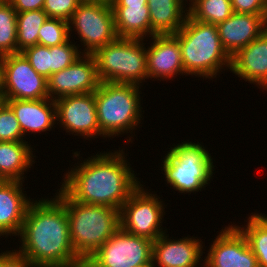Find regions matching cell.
I'll use <instances>...</instances> for the list:
<instances>
[{
    "instance_id": "obj_29",
    "label": "cell",
    "mask_w": 267,
    "mask_h": 267,
    "mask_svg": "<svg viewBox=\"0 0 267 267\" xmlns=\"http://www.w3.org/2000/svg\"><path fill=\"white\" fill-rule=\"evenodd\" d=\"M13 110L4 102L0 106V141L27 142Z\"/></svg>"
},
{
    "instance_id": "obj_2",
    "label": "cell",
    "mask_w": 267,
    "mask_h": 267,
    "mask_svg": "<svg viewBox=\"0 0 267 267\" xmlns=\"http://www.w3.org/2000/svg\"><path fill=\"white\" fill-rule=\"evenodd\" d=\"M125 155L119 147L78 161L64 174L60 188L74 201L120 210L141 184Z\"/></svg>"
},
{
    "instance_id": "obj_16",
    "label": "cell",
    "mask_w": 267,
    "mask_h": 267,
    "mask_svg": "<svg viewBox=\"0 0 267 267\" xmlns=\"http://www.w3.org/2000/svg\"><path fill=\"white\" fill-rule=\"evenodd\" d=\"M151 40L146 48L148 79L168 81L185 75L178 40L173 35H153Z\"/></svg>"
},
{
    "instance_id": "obj_22",
    "label": "cell",
    "mask_w": 267,
    "mask_h": 267,
    "mask_svg": "<svg viewBox=\"0 0 267 267\" xmlns=\"http://www.w3.org/2000/svg\"><path fill=\"white\" fill-rule=\"evenodd\" d=\"M32 149L28 142L0 141V179L24 182V174L36 162Z\"/></svg>"
},
{
    "instance_id": "obj_18",
    "label": "cell",
    "mask_w": 267,
    "mask_h": 267,
    "mask_svg": "<svg viewBox=\"0 0 267 267\" xmlns=\"http://www.w3.org/2000/svg\"><path fill=\"white\" fill-rule=\"evenodd\" d=\"M231 71L267 91V29L231 57Z\"/></svg>"
},
{
    "instance_id": "obj_21",
    "label": "cell",
    "mask_w": 267,
    "mask_h": 267,
    "mask_svg": "<svg viewBox=\"0 0 267 267\" xmlns=\"http://www.w3.org/2000/svg\"><path fill=\"white\" fill-rule=\"evenodd\" d=\"M147 6L152 36L174 35L183 26L188 15V8L180 0H148Z\"/></svg>"
},
{
    "instance_id": "obj_17",
    "label": "cell",
    "mask_w": 267,
    "mask_h": 267,
    "mask_svg": "<svg viewBox=\"0 0 267 267\" xmlns=\"http://www.w3.org/2000/svg\"><path fill=\"white\" fill-rule=\"evenodd\" d=\"M216 26L224 49L232 57L267 29V15L233 12Z\"/></svg>"
},
{
    "instance_id": "obj_27",
    "label": "cell",
    "mask_w": 267,
    "mask_h": 267,
    "mask_svg": "<svg viewBox=\"0 0 267 267\" xmlns=\"http://www.w3.org/2000/svg\"><path fill=\"white\" fill-rule=\"evenodd\" d=\"M20 53L17 49V12L6 0L0 4V57Z\"/></svg>"
},
{
    "instance_id": "obj_15",
    "label": "cell",
    "mask_w": 267,
    "mask_h": 267,
    "mask_svg": "<svg viewBox=\"0 0 267 267\" xmlns=\"http://www.w3.org/2000/svg\"><path fill=\"white\" fill-rule=\"evenodd\" d=\"M168 235L162 234L153 241L152 262L155 265L158 264V267H197L200 264L204 266L201 263L204 261L201 256L205 254L201 239L187 236L172 240Z\"/></svg>"
},
{
    "instance_id": "obj_24",
    "label": "cell",
    "mask_w": 267,
    "mask_h": 267,
    "mask_svg": "<svg viewBox=\"0 0 267 267\" xmlns=\"http://www.w3.org/2000/svg\"><path fill=\"white\" fill-rule=\"evenodd\" d=\"M246 225L235 226L245 236L249 247L255 254L259 267H267V215L251 213Z\"/></svg>"
},
{
    "instance_id": "obj_3",
    "label": "cell",
    "mask_w": 267,
    "mask_h": 267,
    "mask_svg": "<svg viewBox=\"0 0 267 267\" xmlns=\"http://www.w3.org/2000/svg\"><path fill=\"white\" fill-rule=\"evenodd\" d=\"M55 194L66 206L70 239L76 255L85 263L121 228L120 210L74 201L61 188Z\"/></svg>"
},
{
    "instance_id": "obj_25",
    "label": "cell",
    "mask_w": 267,
    "mask_h": 267,
    "mask_svg": "<svg viewBox=\"0 0 267 267\" xmlns=\"http://www.w3.org/2000/svg\"><path fill=\"white\" fill-rule=\"evenodd\" d=\"M48 18L43 10L17 13V49H24L38 44V31Z\"/></svg>"
},
{
    "instance_id": "obj_5",
    "label": "cell",
    "mask_w": 267,
    "mask_h": 267,
    "mask_svg": "<svg viewBox=\"0 0 267 267\" xmlns=\"http://www.w3.org/2000/svg\"><path fill=\"white\" fill-rule=\"evenodd\" d=\"M139 87L130 83L100 82L95 91V103L103 138L137 130L143 117Z\"/></svg>"
},
{
    "instance_id": "obj_38",
    "label": "cell",
    "mask_w": 267,
    "mask_h": 267,
    "mask_svg": "<svg viewBox=\"0 0 267 267\" xmlns=\"http://www.w3.org/2000/svg\"><path fill=\"white\" fill-rule=\"evenodd\" d=\"M181 2H182V4L183 5H185V7L187 6L185 3L187 2L188 3V0H180ZM198 0H189V7H188V9L191 7V6H193L196 2H197Z\"/></svg>"
},
{
    "instance_id": "obj_32",
    "label": "cell",
    "mask_w": 267,
    "mask_h": 267,
    "mask_svg": "<svg viewBox=\"0 0 267 267\" xmlns=\"http://www.w3.org/2000/svg\"><path fill=\"white\" fill-rule=\"evenodd\" d=\"M80 3L79 0H45L43 11L48 18H59L69 22Z\"/></svg>"
},
{
    "instance_id": "obj_1",
    "label": "cell",
    "mask_w": 267,
    "mask_h": 267,
    "mask_svg": "<svg viewBox=\"0 0 267 267\" xmlns=\"http://www.w3.org/2000/svg\"><path fill=\"white\" fill-rule=\"evenodd\" d=\"M49 199L30 203L16 251L35 267H84L70 239L66 206L56 195Z\"/></svg>"
},
{
    "instance_id": "obj_34",
    "label": "cell",
    "mask_w": 267,
    "mask_h": 267,
    "mask_svg": "<svg viewBox=\"0 0 267 267\" xmlns=\"http://www.w3.org/2000/svg\"><path fill=\"white\" fill-rule=\"evenodd\" d=\"M1 267H35L25 256L16 250L1 252Z\"/></svg>"
},
{
    "instance_id": "obj_8",
    "label": "cell",
    "mask_w": 267,
    "mask_h": 267,
    "mask_svg": "<svg viewBox=\"0 0 267 267\" xmlns=\"http://www.w3.org/2000/svg\"><path fill=\"white\" fill-rule=\"evenodd\" d=\"M142 186L144 185L140 184L122 205L120 225L127 233L155 241L159 236L167 233L161 227L165 215L164 201Z\"/></svg>"
},
{
    "instance_id": "obj_11",
    "label": "cell",
    "mask_w": 267,
    "mask_h": 267,
    "mask_svg": "<svg viewBox=\"0 0 267 267\" xmlns=\"http://www.w3.org/2000/svg\"><path fill=\"white\" fill-rule=\"evenodd\" d=\"M4 99L38 100L49 98L47 79L38 74L20 52L2 57Z\"/></svg>"
},
{
    "instance_id": "obj_36",
    "label": "cell",
    "mask_w": 267,
    "mask_h": 267,
    "mask_svg": "<svg viewBox=\"0 0 267 267\" xmlns=\"http://www.w3.org/2000/svg\"><path fill=\"white\" fill-rule=\"evenodd\" d=\"M148 0H113L111 6L147 5Z\"/></svg>"
},
{
    "instance_id": "obj_9",
    "label": "cell",
    "mask_w": 267,
    "mask_h": 267,
    "mask_svg": "<svg viewBox=\"0 0 267 267\" xmlns=\"http://www.w3.org/2000/svg\"><path fill=\"white\" fill-rule=\"evenodd\" d=\"M69 28L70 32H77L83 43L82 54H94L118 38L111 4L80 3L69 21Z\"/></svg>"
},
{
    "instance_id": "obj_10",
    "label": "cell",
    "mask_w": 267,
    "mask_h": 267,
    "mask_svg": "<svg viewBox=\"0 0 267 267\" xmlns=\"http://www.w3.org/2000/svg\"><path fill=\"white\" fill-rule=\"evenodd\" d=\"M153 241L120 228L88 258L84 267H137L152 261Z\"/></svg>"
},
{
    "instance_id": "obj_37",
    "label": "cell",
    "mask_w": 267,
    "mask_h": 267,
    "mask_svg": "<svg viewBox=\"0 0 267 267\" xmlns=\"http://www.w3.org/2000/svg\"><path fill=\"white\" fill-rule=\"evenodd\" d=\"M81 3H103L111 4L113 0H79Z\"/></svg>"
},
{
    "instance_id": "obj_23",
    "label": "cell",
    "mask_w": 267,
    "mask_h": 267,
    "mask_svg": "<svg viewBox=\"0 0 267 267\" xmlns=\"http://www.w3.org/2000/svg\"><path fill=\"white\" fill-rule=\"evenodd\" d=\"M112 10L119 38L145 39L152 37L147 5L112 6Z\"/></svg>"
},
{
    "instance_id": "obj_40",
    "label": "cell",
    "mask_w": 267,
    "mask_h": 267,
    "mask_svg": "<svg viewBox=\"0 0 267 267\" xmlns=\"http://www.w3.org/2000/svg\"><path fill=\"white\" fill-rule=\"evenodd\" d=\"M156 265L151 261L150 263H146L137 267H155Z\"/></svg>"
},
{
    "instance_id": "obj_4",
    "label": "cell",
    "mask_w": 267,
    "mask_h": 267,
    "mask_svg": "<svg viewBox=\"0 0 267 267\" xmlns=\"http://www.w3.org/2000/svg\"><path fill=\"white\" fill-rule=\"evenodd\" d=\"M173 36L181 47L187 76H202L207 80L216 78L224 67L230 69L231 56L221 43L216 25L194 20L187 15L183 26Z\"/></svg>"
},
{
    "instance_id": "obj_39",
    "label": "cell",
    "mask_w": 267,
    "mask_h": 267,
    "mask_svg": "<svg viewBox=\"0 0 267 267\" xmlns=\"http://www.w3.org/2000/svg\"><path fill=\"white\" fill-rule=\"evenodd\" d=\"M0 94H2V57H0Z\"/></svg>"
},
{
    "instance_id": "obj_31",
    "label": "cell",
    "mask_w": 267,
    "mask_h": 267,
    "mask_svg": "<svg viewBox=\"0 0 267 267\" xmlns=\"http://www.w3.org/2000/svg\"><path fill=\"white\" fill-rule=\"evenodd\" d=\"M33 69L46 79L51 76V47L36 44L21 52Z\"/></svg>"
},
{
    "instance_id": "obj_28",
    "label": "cell",
    "mask_w": 267,
    "mask_h": 267,
    "mask_svg": "<svg viewBox=\"0 0 267 267\" xmlns=\"http://www.w3.org/2000/svg\"><path fill=\"white\" fill-rule=\"evenodd\" d=\"M69 22L59 18H47L38 31V44L51 47L67 42L72 32Z\"/></svg>"
},
{
    "instance_id": "obj_7",
    "label": "cell",
    "mask_w": 267,
    "mask_h": 267,
    "mask_svg": "<svg viewBox=\"0 0 267 267\" xmlns=\"http://www.w3.org/2000/svg\"><path fill=\"white\" fill-rule=\"evenodd\" d=\"M144 39L117 38L93 55L100 82L140 83L148 79Z\"/></svg>"
},
{
    "instance_id": "obj_19",
    "label": "cell",
    "mask_w": 267,
    "mask_h": 267,
    "mask_svg": "<svg viewBox=\"0 0 267 267\" xmlns=\"http://www.w3.org/2000/svg\"><path fill=\"white\" fill-rule=\"evenodd\" d=\"M23 182L15 180L0 181V237L18 236L32 202L28 198ZM12 234V235H11Z\"/></svg>"
},
{
    "instance_id": "obj_41",
    "label": "cell",
    "mask_w": 267,
    "mask_h": 267,
    "mask_svg": "<svg viewBox=\"0 0 267 267\" xmlns=\"http://www.w3.org/2000/svg\"><path fill=\"white\" fill-rule=\"evenodd\" d=\"M5 102L4 97L0 94V106Z\"/></svg>"
},
{
    "instance_id": "obj_30",
    "label": "cell",
    "mask_w": 267,
    "mask_h": 267,
    "mask_svg": "<svg viewBox=\"0 0 267 267\" xmlns=\"http://www.w3.org/2000/svg\"><path fill=\"white\" fill-rule=\"evenodd\" d=\"M70 39L57 46H51V75L70 66L80 55L82 47L69 42Z\"/></svg>"
},
{
    "instance_id": "obj_26",
    "label": "cell",
    "mask_w": 267,
    "mask_h": 267,
    "mask_svg": "<svg viewBox=\"0 0 267 267\" xmlns=\"http://www.w3.org/2000/svg\"><path fill=\"white\" fill-rule=\"evenodd\" d=\"M233 13L231 0H198L188 9V15L201 22L217 25Z\"/></svg>"
},
{
    "instance_id": "obj_6",
    "label": "cell",
    "mask_w": 267,
    "mask_h": 267,
    "mask_svg": "<svg viewBox=\"0 0 267 267\" xmlns=\"http://www.w3.org/2000/svg\"><path fill=\"white\" fill-rule=\"evenodd\" d=\"M173 146L161 162L167 184L184 194L204 189L215 170L209 151L189 140Z\"/></svg>"
},
{
    "instance_id": "obj_13",
    "label": "cell",
    "mask_w": 267,
    "mask_h": 267,
    "mask_svg": "<svg viewBox=\"0 0 267 267\" xmlns=\"http://www.w3.org/2000/svg\"><path fill=\"white\" fill-rule=\"evenodd\" d=\"M48 95L61 97L95 92L100 84L93 54H82L70 66L53 73L48 79Z\"/></svg>"
},
{
    "instance_id": "obj_14",
    "label": "cell",
    "mask_w": 267,
    "mask_h": 267,
    "mask_svg": "<svg viewBox=\"0 0 267 267\" xmlns=\"http://www.w3.org/2000/svg\"><path fill=\"white\" fill-rule=\"evenodd\" d=\"M212 242L203 267H259L245 236L235 225L222 228Z\"/></svg>"
},
{
    "instance_id": "obj_20",
    "label": "cell",
    "mask_w": 267,
    "mask_h": 267,
    "mask_svg": "<svg viewBox=\"0 0 267 267\" xmlns=\"http://www.w3.org/2000/svg\"><path fill=\"white\" fill-rule=\"evenodd\" d=\"M5 103L13 110L20 124L24 138L27 133L33 134L50 131L55 124L56 104L50 98L38 100L4 99Z\"/></svg>"
},
{
    "instance_id": "obj_12",
    "label": "cell",
    "mask_w": 267,
    "mask_h": 267,
    "mask_svg": "<svg viewBox=\"0 0 267 267\" xmlns=\"http://www.w3.org/2000/svg\"><path fill=\"white\" fill-rule=\"evenodd\" d=\"M57 122L74 136H102L97 119L95 92L61 97L55 100Z\"/></svg>"
},
{
    "instance_id": "obj_35",
    "label": "cell",
    "mask_w": 267,
    "mask_h": 267,
    "mask_svg": "<svg viewBox=\"0 0 267 267\" xmlns=\"http://www.w3.org/2000/svg\"><path fill=\"white\" fill-rule=\"evenodd\" d=\"M17 13L43 10L45 0H7Z\"/></svg>"
},
{
    "instance_id": "obj_33",
    "label": "cell",
    "mask_w": 267,
    "mask_h": 267,
    "mask_svg": "<svg viewBox=\"0 0 267 267\" xmlns=\"http://www.w3.org/2000/svg\"><path fill=\"white\" fill-rule=\"evenodd\" d=\"M235 13L267 15V0H231Z\"/></svg>"
}]
</instances>
